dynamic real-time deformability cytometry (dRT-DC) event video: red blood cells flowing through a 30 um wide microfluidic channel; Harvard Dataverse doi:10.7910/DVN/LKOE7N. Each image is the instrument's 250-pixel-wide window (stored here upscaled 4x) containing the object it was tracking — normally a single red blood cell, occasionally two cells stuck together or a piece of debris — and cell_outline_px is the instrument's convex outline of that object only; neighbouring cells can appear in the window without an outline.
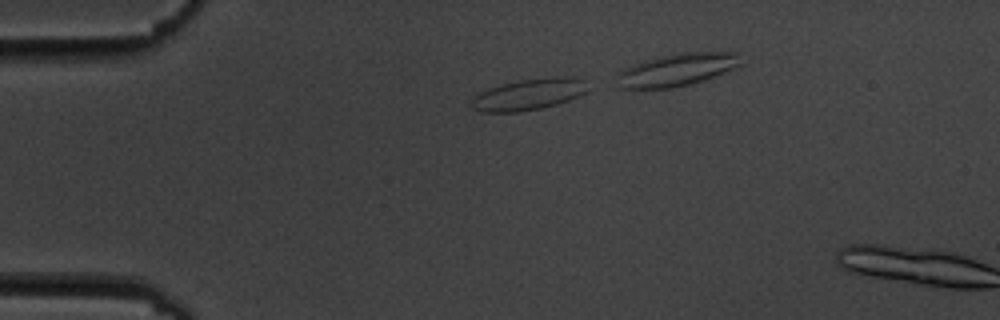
{"species": "common noctule bat (a hibernating species)", "species_latin": "Nyctalus noctula", "temperature_condition": "cold", "stored_images_in_passage": 4, "camera_frame_rate_fps": 3000, "um_per_image_px": 0.085, "animal": {"sex": "male", "body_mass_g": 19.5, "forearm_length_mm": 54.6}, "frame": {"image": 1, "passage_image": 3, "time_ms": 2.333, "image_size_px": [1000, 320], "cell_outline_px": [[588, 80], [584, 92], [568, 100], [556, 104], [540, 108], [520, 112], [480, 112], [472, 108], [468, 104], [480, 92], [488, 88], [500, 84], [520, 80], [572, 76]], "centroid_in_image_um": [44.89, 8.03], "position_along_channel_um": 40.1, "area_um2": 21.04}}